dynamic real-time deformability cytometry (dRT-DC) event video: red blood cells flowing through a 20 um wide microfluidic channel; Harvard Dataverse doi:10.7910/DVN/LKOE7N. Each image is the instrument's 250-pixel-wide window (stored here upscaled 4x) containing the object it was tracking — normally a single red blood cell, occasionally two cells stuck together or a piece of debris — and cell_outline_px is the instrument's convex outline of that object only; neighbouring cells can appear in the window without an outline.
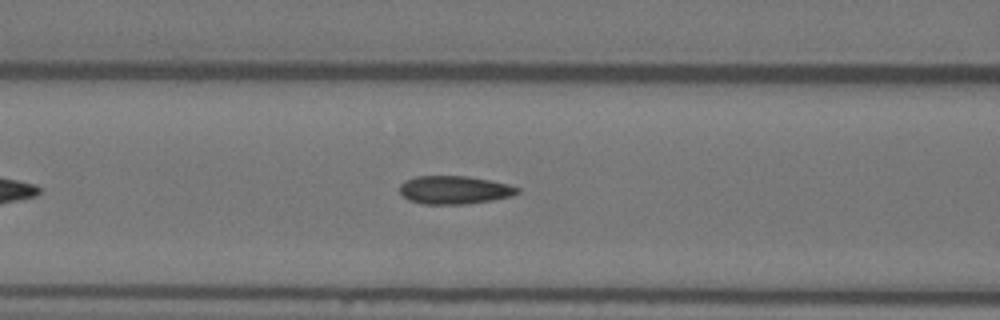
{"species": "Egyptian fruit bat (a non-hibernating species)", "species_latin": "Rousettus aegyptiacus", "temperature_condition": "warm", "stored_images_in_passage": 42, "camera_frame_rate_fps": 3000, "um_per_image_px": 0.085, "animal": {"sex": "female"}, "frame": {"image": 1, "passage_image": 12, "time_ms": 3.667, "image_size_px": [1000, 320], "cell_outline_px": [[520, 192], [512, 196], [492, 200], [468, 204], [424, 204], [408, 200], [400, 192], [400, 184], [404, 180], [416, 176], [468, 176], [508, 184], [520, 188]], "centroid_in_image_um": [38.62, 16.14], "position_along_channel_um": 128.0, "area_um2": 19.42}}
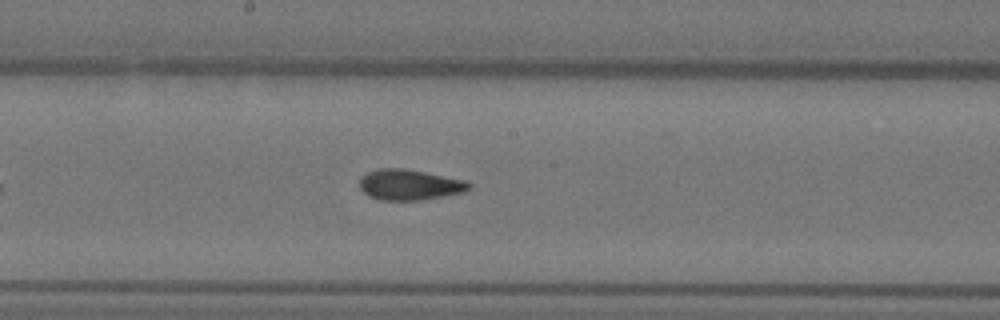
{"frame": {"image": 2, "passage_image": 19, "time_ms": 6.0, "image_size_px": [1000, 320], "cell_outline_px": [[472, 188], [464, 192], [444, 196], [420, 200], [380, 200], [368, 196], [360, 188], [360, 176], [368, 172], [380, 168], [404, 168], [468, 180], [472, 184]], "centroid_in_image_um": [34.84, 15.7], "position_along_channel_um": 213.4, "area_um2": 19.77}}
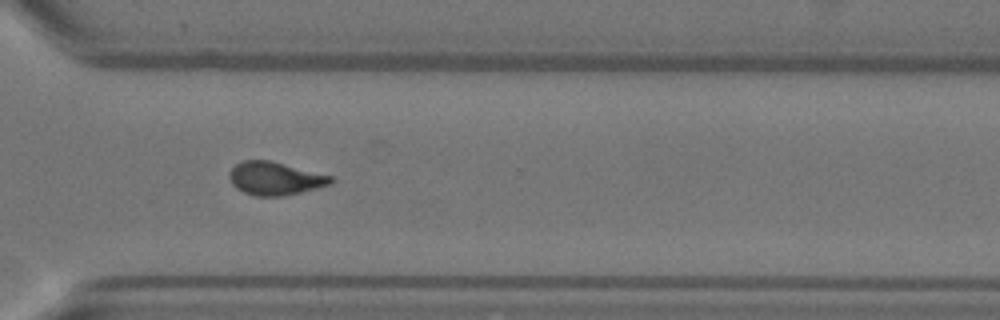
{"frame": {"image": 3, "passage_image": 30, "time_ms": 9.667, "image_size_px": [1000, 320], "cell_outline_px": [[336, 180], [332, 184], [300, 192], [280, 196], [256, 196], [244, 192], [236, 188], [232, 184], [228, 176], [228, 172], [236, 164], [244, 160], [268, 160], [332, 176]], "centroid_in_image_um": [23.37, 15.17], "position_along_channel_um": 347.2, "area_um2": 19.48}, "authors_computed_cell_mechanics": {"area_um2": 19.4497, "velocity_mm_per_s": 3.6723, "shape_relaxation_time_tau1_ms": 6.0118, "shape_relaxation_time_tau2_ms": 1.1776, "deformation_change_tau1": 0.1844, "deformation_change_tau2": 0.0793}}